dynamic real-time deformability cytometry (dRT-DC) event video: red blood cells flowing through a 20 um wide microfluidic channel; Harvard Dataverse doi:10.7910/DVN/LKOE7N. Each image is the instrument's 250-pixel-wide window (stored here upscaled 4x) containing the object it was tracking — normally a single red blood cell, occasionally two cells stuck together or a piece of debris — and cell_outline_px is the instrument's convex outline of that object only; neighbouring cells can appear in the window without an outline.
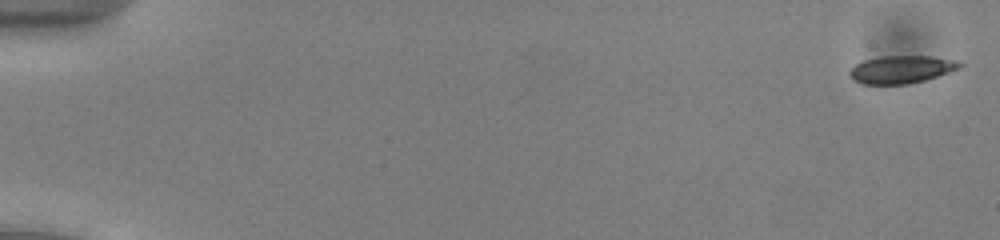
{"species": "common noctule bat (a hibernating species)", "species_latin": "Nyctalus noctula", "temperature_condition": "cold", "stored_images_in_passage": 53, "camera_frame_rate_fps": 3000, "um_per_image_px": 0.085, "animal": {"sex": "male", "body_mass_g": 13.0, "forearm_length_mm": 53.1}, "frame": {"image": 1, "passage_image": 1, "time_ms": 0.0, "image_size_px": [1000, 240], "cell_outline_px": [[964, 64], [960, 68], [924, 80], [908, 84], [864, 84], [852, 80], [848, 76], [848, 72], [856, 64], [864, 60], [880, 56], [932, 56], [960, 60]], "centroid_in_image_um": [76.62, 5.89], "position_along_channel_um": 8.4, "area_um2": 17.92}}
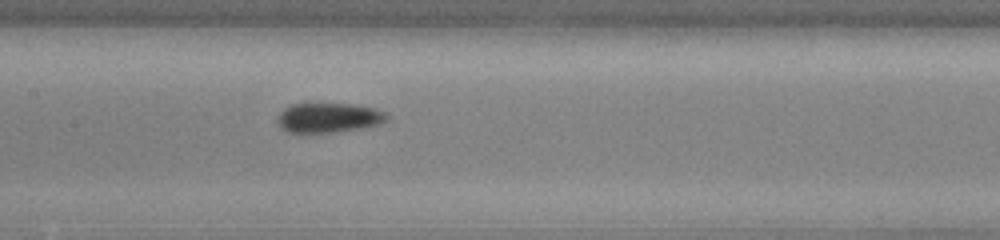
{"frame": {"image": 2, "passage_image": 27, "time_ms": 8.667, "image_size_px": [1000, 240], "cell_outline_px": [[388, 120], [380, 124], [360, 128], [304, 136], [288, 132], [280, 128], [276, 120], [280, 112], [284, 108], [292, 104], [352, 104], [376, 108], [384, 112], [388, 116]], "centroid_in_image_um": [27.87, 10.04], "position_along_channel_um": 179.5, "area_um2": 19.48}}
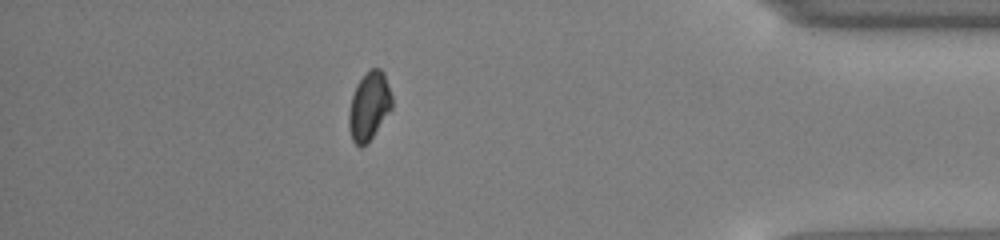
{"frame": {"image": 3, "passage_image": 47, "time_ms": 15.333, "image_size_px": [1000, 240], "cell_outline_px": [[392, 108], [368, 144], [360, 148], [352, 140], [348, 128], [348, 112], [352, 96], [356, 84], [372, 68], [380, 68], [384, 72], [392, 96]], "centroid_in_image_um": [31.36, 9.06], "position_along_channel_um": 403.8, "area_um2": 17.28}, "authors_computed_cell_mechanics": {"area_um2": 18.4382, "velocity_mm_per_s": 3.9251, "shape_relaxation_time_tau1_ms": 3.2411, "shape_relaxation_time_tau2_ms": 7.4553, "deformation_change_tau1": 0.0628, "deformation_change_tau2": 0.0825}}